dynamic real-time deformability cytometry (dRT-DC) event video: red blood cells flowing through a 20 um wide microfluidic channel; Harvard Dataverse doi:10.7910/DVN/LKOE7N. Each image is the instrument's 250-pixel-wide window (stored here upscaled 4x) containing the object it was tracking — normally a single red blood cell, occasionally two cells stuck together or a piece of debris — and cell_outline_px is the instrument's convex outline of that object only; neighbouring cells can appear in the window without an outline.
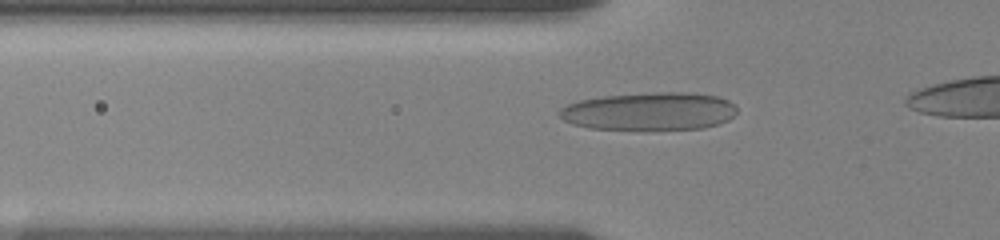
{"species": "human", "species_latin": "Homo sapiens", "temperature_condition": "room temperature", "stored_images_in_passage": 46, "camera_frame_rate_fps": 3000, "um_per_image_px": 0.085, "donor": {"sex": "female"}, "frame": {"image": 1, "passage_image": 2, "time_ms": 0.333, "image_size_px": [1000, 240], "cell_outline_px": [[736, 112], [728, 120], [720, 124], [704, 128], [588, 128], [572, 124], [564, 120], [560, 116], [560, 108], [568, 104], [580, 100], [604, 96], [656, 92], [688, 92], [716, 96], [728, 100], [736, 104]], "centroid_in_image_um": [55.23, 9.44], "position_along_channel_um": 70.6, "area_um2": 38.67}}
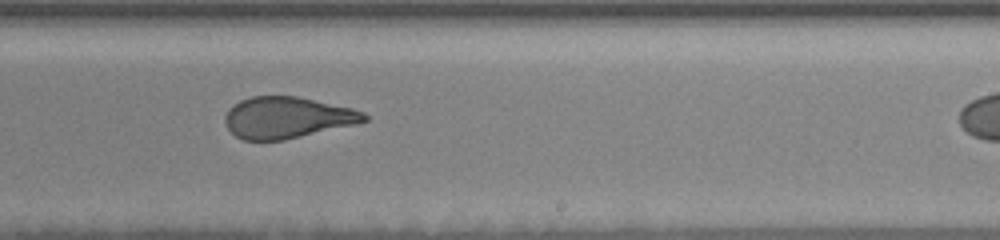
{"frame": {"image": 2, "passage_image": 33, "time_ms": 5.667, "image_size_px": [1000, 240], "cell_outline_px": [[368, 120], [356, 124], [284, 140], [244, 140], [236, 136], [228, 128], [224, 120], [224, 116], [228, 108], [240, 100], [252, 96], [296, 96], [352, 108], [364, 112], [368, 116]], "centroid_in_image_um": [24.4, 9.99], "position_along_channel_um": 264.6, "area_um2": 33.52}}
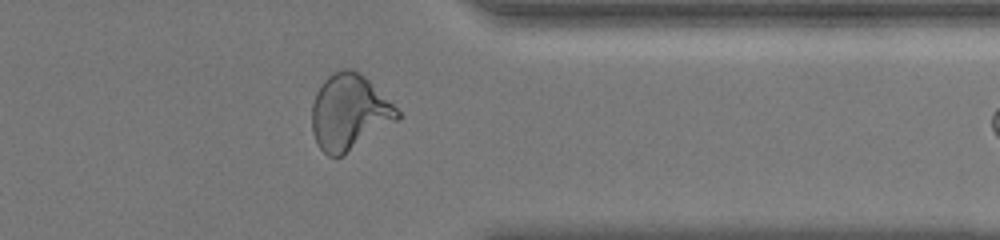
{"frame": {"image": 3, "passage_image": 43, "time_ms": 9.0, "image_size_px": [1000, 240], "cell_outline_px": [[400, 120], [344, 156], [328, 156], [320, 148], [312, 132], [312, 104], [316, 92], [324, 80], [328, 76], [344, 68], [352, 68], [360, 72], [400, 112]], "centroid_in_image_um": [29.7, 9.57], "position_along_channel_um": 381.7, "area_um2": 37.8}}